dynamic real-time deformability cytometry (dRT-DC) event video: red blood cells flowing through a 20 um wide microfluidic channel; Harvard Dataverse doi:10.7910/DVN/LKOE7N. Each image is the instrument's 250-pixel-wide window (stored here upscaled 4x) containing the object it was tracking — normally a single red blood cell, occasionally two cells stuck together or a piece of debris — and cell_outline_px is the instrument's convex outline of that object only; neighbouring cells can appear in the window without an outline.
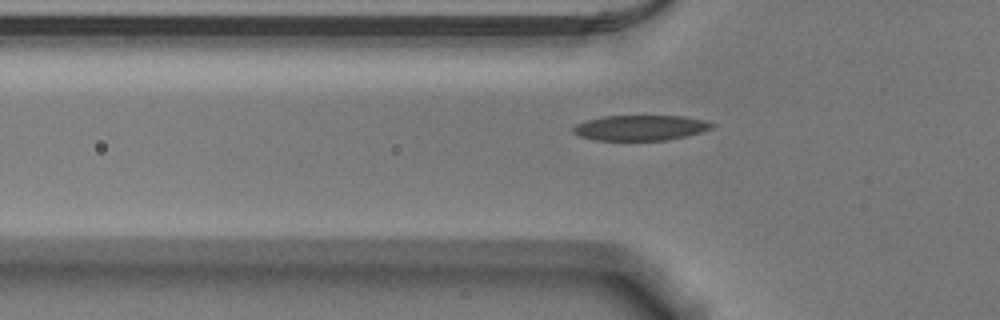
{"species": "Egyptian fruit bat (a non-hibernating species)", "species_latin": "Rousettus aegyptiacus", "temperature_condition": "warm", "stored_images_in_passage": 36, "camera_frame_rate_fps": 3000, "um_per_image_px": 0.085, "animal": {"sex": "male"}, "frame": {"image": 1, "passage_image": 6, "time_ms": 1.667, "image_size_px": [1000, 320], "cell_outline_px": [[716, 124], [712, 128], [700, 132], [668, 140], [596, 140], [580, 136], [572, 132], [572, 128], [576, 124], [588, 120], [604, 116], [684, 116], [704, 120]], "centroid_in_image_um": [54.44, 10.86], "position_along_channel_um": 71.4, "area_um2": 20.35}}
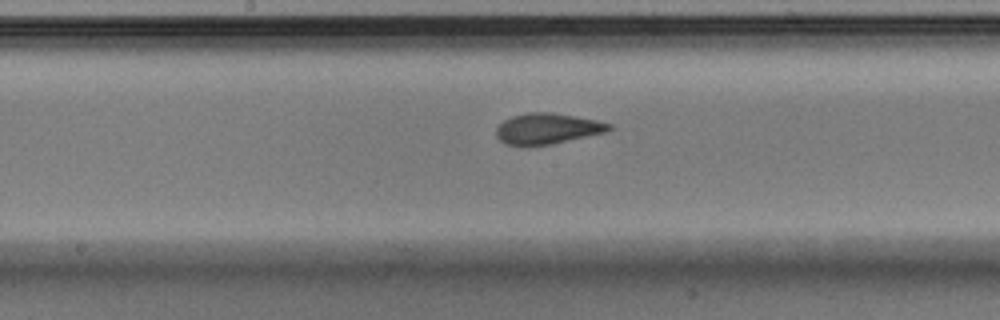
{"frame": {"image": 2, "passage_image": 16, "time_ms": 5.0, "image_size_px": [1000, 320], "cell_outline_px": [[612, 128], [604, 132], [552, 144], [524, 148], [504, 144], [496, 136], [496, 128], [504, 120], [512, 116], [528, 112], [552, 112], [596, 120], [612, 124]], "centroid_in_image_um": [46.45, 10.96], "position_along_channel_um": 201.7, "area_um2": 20.52}}
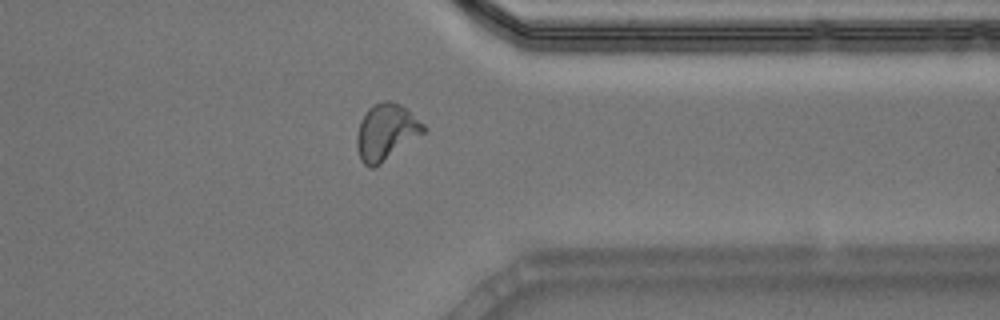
{"frame": {"image": 3, "passage_image": 30, "time_ms": 9.667, "image_size_px": [1000, 320], "cell_outline_px": [[428, 132], [380, 164], [372, 168], [368, 168], [360, 160], [356, 148], [356, 136], [360, 120], [368, 108], [372, 104], [384, 100], [392, 100], [400, 104], [424, 124], [428, 128]], "centroid_in_image_um": [32.83, 11.23], "position_along_channel_um": 378.6, "area_um2": 22.43}}